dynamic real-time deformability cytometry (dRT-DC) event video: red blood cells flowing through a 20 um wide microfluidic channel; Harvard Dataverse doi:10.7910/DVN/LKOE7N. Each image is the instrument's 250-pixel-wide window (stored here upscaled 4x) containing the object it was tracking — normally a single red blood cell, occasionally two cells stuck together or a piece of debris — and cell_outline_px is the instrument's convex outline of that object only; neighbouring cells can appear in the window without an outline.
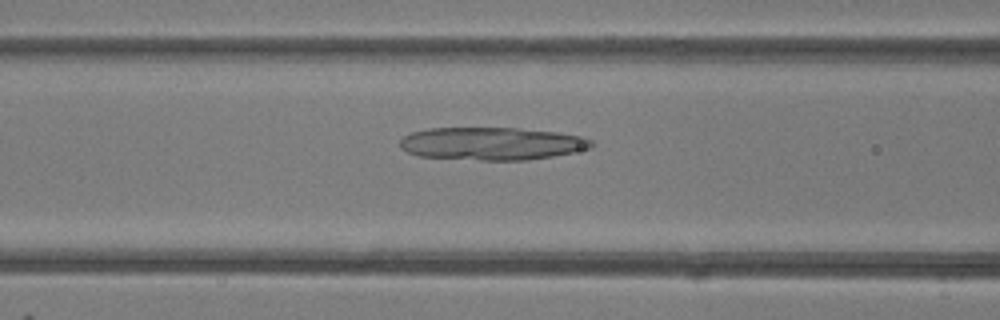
{"species": "common noctule bat (a hibernating species)", "species_latin": "Nyctalus noctula", "temperature_condition": "room temperature", "stored_images_in_passage": 41, "camera_frame_rate_fps": 3000, "um_per_image_px": 0.085, "animal": {"sex": "female"}, "frame": {"image": 1, "passage_image": 12, "time_ms": 3.667, "image_size_px": [1000, 320], "cell_outline_px": [[596, 144], [592, 148], [552, 156], [528, 160], [480, 160], [416, 156], [400, 148], [400, 140], [404, 136], [412, 132], [428, 128], [520, 128], [556, 132], [584, 136], [592, 140]], "centroid_in_image_um": [41.82, 12.2], "position_along_channel_um": 124.8, "area_um2": 36.82}}
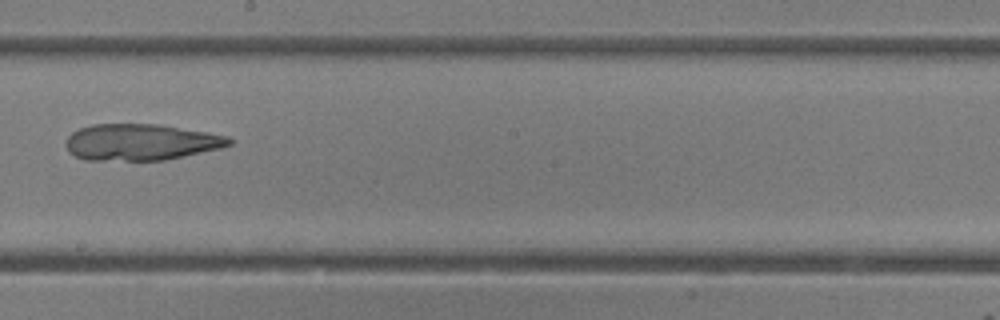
{"frame": {"image": 2, "passage_image": 20, "time_ms": 6.333, "image_size_px": [1000, 320], "cell_outline_px": [[232, 144], [220, 148], [164, 160], [84, 160], [68, 152], [64, 144], [68, 136], [72, 132], [80, 128], [92, 124], [160, 124], [208, 132], [228, 136], [232, 140]], "centroid_in_image_um": [11.94, 12.08], "position_along_channel_um": 236.3, "area_um2": 34.74}}
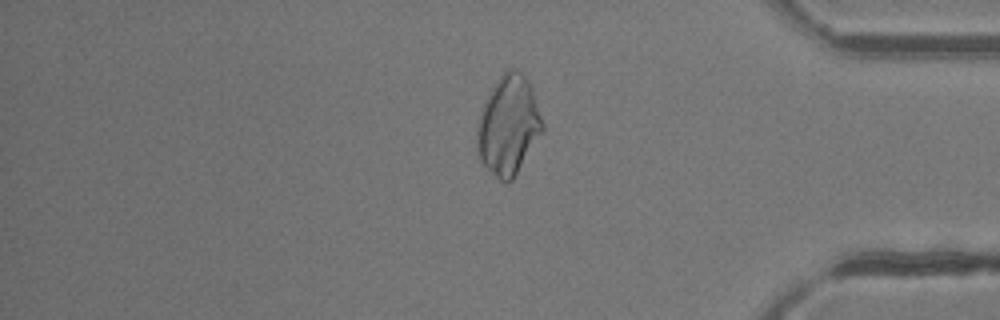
{"frame": {"image": 3, "passage_image": 33, "time_ms": 10.667, "image_size_px": [1000, 320], "cell_outline_px": [[544, 128], [512, 180], [508, 184], [500, 180], [480, 160], [476, 148], [476, 132], [480, 116], [484, 104], [496, 80], [508, 68], [512, 68], [520, 72], [524, 76], [532, 88], [544, 124]], "centroid_in_image_um": [43.21, 10.65], "position_along_channel_um": 392.0, "area_um2": 37.17}}